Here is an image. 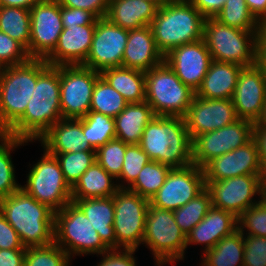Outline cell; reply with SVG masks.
<instances>
[{
    "instance_id": "cell-53",
    "label": "cell",
    "mask_w": 266,
    "mask_h": 266,
    "mask_svg": "<svg viewBox=\"0 0 266 266\" xmlns=\"http://www.w3.org/2000/svg\"><path fill=\"white\" fill-rule=\"evenodd\" d=\"M253 138L257 143L262 164L266 160V127H253Z\"/></svg>"
},
{
    "instance_id": "cell-25",
    "label": "cell",
    "mask_w": 266,
    "mask_h": 266,
    "mask_svg": "<svg viewBox=\"0 0 266 266\" xmlns=\"http://www.w3.org/2000/svg\"><path fill=\"white\" fill-rule=\"evenodd\" d=\"M163 62L164 56L157 48L151 26L128 30L123 67L145 72Z\"/></svg>"
},
{
    "instance_id": "cell-27",
    "label": "cell",
    "mask_w": 266,
    "mask_h": 266,
    "mask_svg": "<svg viewBox=\"0 0 266 266\" xmlns=\"http://www.w3.org/2000/svg\"><path fill=\"white\" fill-rule=\"evenodd\" d=\"M243 66L212 61L195 95L207 99H232Z\"/></svg>"
},
{
    "instance_id": "cell-20",
    "label": "cell",
    "mask_w": 266,
    "mask_h": 266,
    "mask_svg": "<svg viewBox=\"0 0 266 266\" xmlns=\"http://www.w3.org/2000/svg\"><path fill=\"white\" fill-rule=\"evenodd\" d=\"M205 182L226 180L240 175H261V161L254 138L248 143L220 157L214 158L203 167Z\"/></svg>"
},
{
    "instance_id": "cell-46",
    "label": "cell",
    "mask_w": 266,
    "mask_h": 266,
    "mask_svg": "<svg viewBox=\"0 0 266 266\" xmlns=\"http://www.w3.org/2000/svg\"><path fill=\"white\" fill-rule=\"evenodd\" d=\"M243 266H266V237L243 235Z\"/></svg>"
},
{
    "instance_id": "cell-45",
    "label": "cell",
    "mask_w": 266,
    "mask_h": 266,
    "mask_svg": "<svg viewBox=\"0 0 266 266\" xmlns=\"http://www.w3.org/2000/svg\"><path fill=\"white\" fill-rule=\"evenodd\" d=\"M30 59L27 49L20 42L0 31V68L20 65Z\"/></svg>"
},
{
    "instance_id": "cell-11",
    "label": "cell",
    "mask_w": 266,
    "mask_h": 266,
    "mask_svg": "<svg viewBox=\"0 0 266 266\" xmlns=\"http://www.w3.org/2000/svg\"><path fill=\"white\" fill-rule=\"evenodd\" d=\"M112 197L116 249L139 250L150 201L127 188H120Z\"/></svg>"
},
{
    "instance_id": "cell-1",
    "label": "cell",
    "mask_w": 266,
    "mask_h": 266,
    "mask_svg": "<svg viewBox=\"0 0 266 266\" xmlns=\"http://www.w3.org/2000/svg\"><path fill=\"white\" fill-rule=\"evenodd\" d=\"M62 118L60 105V65L37 59V82L24 115L5 133L36 142Z\"/></svg>"
},
{
    "instance_id": "cell-60",
    "label": "cell",
    "mask_w": 266,
    "mask_h": 266,
    "mask_svg": "<svg viewBox=\"0 0 266 266\" xmlns=\"http://www.w3.org/2000/svg\"><path fill=\"white\" fill-rule=\"evenodd\" d=\"M148 1L154 2L159 7H161V6L165 5V4H168L170 2H173L174 0H148Z\"/></svg>"
},
{
    "instance_id": "cell-13",
    "label": "cell",
    "mask_w": 266,
    "mask_h": 266,
    "mask_svg": "<svg viewBox=\"0 0 266 266\" xmlns=\"http://www.w3.org/2000/svg\"><path fill=\"white\" fill-rule=\"evenodd\" d=\"M254 123L238 119L234 123L192 139V162L203 168L214 158L220 157L253 138Z\"/></svg>"
},
{
    "instance_id": "cell-59",
    "label": "cell",
    "mask_w": 266,
    "mask_h": 266,
    "mask_svg": "<svg viewBox=\"0 0 266 266\" xmlns=\"http://www.w3.org/2000/svg\"><path fill=\"white\" fill-rule=\"evenodd\" d=\"M262 200L266 202V175H261Z\"/></svg>"
},
{
    "instance_id": "cell-22",
    "label": "cell",
    "mask_w": 266,
    "mask_h": 266,
    "mask_svg": "<svg viewBox=\"0 0 266 266\" xmlns=\"http://www.w3.org/2000/svg\"><path fill=\"white\" fill-rule=\"evenodd\" d=\"M96 25L63 28L54 50L44 59L51 66L82 65L90 51Z\"/></svg>"
},
{
    "instance_id": "cell-61",
    "label": "cell",
    "mask_w": 266,
    "mask_h": 266,
    "mask_svg": "<svg viewBox=\"0 0 266 266\" xmlns=\"http://www.w3.org/2000/svg\"><path fill=\"white\" fill-rule=\"evenodd\" d=\"M261 175H266V160L261 164Z\"/></svg>"
},
{
    "instance_id": "cell-37",
    "label": "cell",
    "mask_w": 266,
    "mask_h": 266,
    "mask_svg": "<svg viewBox=\"0 0 266 266\" xmlns=\"http://www.w3.org/2000/svg\"><path fill=\"white\" fill-rule=\"evenodd\" d=\"M128 105L125 98L100 77L94 86L90 111L115 118Z\"/></svg>"
},
{
    "instance_id": "cell-28",
    "label": "cell",
    "mask_w": 266,
    "mask_h": 266,
    "mask_svg": "<svg viewBox=\"0 0 266 266\" xmlns=\"http://www.w3.org/2000/svg\"><path fill=\"white\" fill-rule=\"evenodd\" d=\"M87 216L100 239L109 249H116L113 197L72 200Z\"/></svg>"
},
{
    "instance_id": "cell-39",
    "label": "cell",
    "mask_w": 266,
    "mask_h": 266,
    "mask_svg": "<svg viewBox=\"0 0 266 266\" xmlns=\"http://www.w3.org/2000/svg\"><path fill=\"white\" fill-rule=\"evenodd\" d=\"M215 18L230 27L258 32V21L250 13L245 0H226Z\"/></svg>"
},
{
    "instance_id": "cell-14",
    "label": "cell",
    "mask_w": 266,
    "mask_h": 266,
    "mask_svg": "<svg viewBox=\"0 0 266 266\" xmlns=\"http://www.w3.org/2000/svg\"><path fill=\"white\" fill-rule=\"evenodd\" d=\"M205 185L211 195V206L230 212L237 218L262 198L261 175H240L205 182Z\"/></svg>"
},
{
    "instance_id": "cell-15",
    "label": "cell",
    "mask_w": 266,
    "mask_h": 266,
    "mask_svg": "<svg viewBox=\"0 0 266 266\" xmlns=\"http://www.w3.org/2000/svg\"><path fill=\"white\" fill-rule=\"evenodd\" d=\"M205 188L203 168L195 164L171 168L164 184L151 198L150 205L174 211L195 198Z\"/></svg>"
},
{
    "instance_id": "cell-17",
    "label": "cell",
    "mask_w": 266,
    "mask_h": 266,
    "mask_svg": "<svg viewBox=\"0 0 266 266\" xmlns=\"http://www.w3.org/2000/svg\"><path fill=\"white\" fill-rule=\"evenodd\" d=\"M128 30L112 24L106 17L96 22L90 51L82 66L101 72L122 66Z\"/></svg>"
},
{
    "instance_id": "cell-41",
    "label": "cell",
    "mask_w": 266,
    "mask_h": 266,
    "mask_svg": "<svg viewBox=\"0 0 266 266\" xmlns=\"http://www.w3.org/2000/svg\"><path fill=\"white\" fill-rule=\"evenodd\" d=\"M73 260L57 244L26 248L24 266H71Z\"/></svg>"
},
{
    "instance_id": "cell-8",
    "label": "cell",
    "mask_w": 266,
    "mask_h": 266,
    "mask_svg": "<svg viewBox=\"0 0 266 266\" xmlns=\"http://www.w3.org/2000/svg\"><path fill=\"white\" fill-rule=\"evenodd\" d=\"M203 40L214 61L243 67L256 64L257 32L230 27L215 17L204 22Z\"/></svg>"
},
{
    "instance_id": "cell-48",
    "label": "cell",
    "mask_w": 266,
    "mask_h": 266,
    "mask_svg": "<svg viewBox=\"0 0 266 266\" xmlns=\"http://www.w3.org/2000/svg\"><path fill=\"white\" fill-rule=\"evenodd\" d=\"M61 18L63 28L77 25H96L98 20V18L89 11L64 6H61Z\"/></svg>"
},
{
    "instance_id": "cell-23",
    "label": "cell",
    "mask_w": 266,
    "mask_h": 266,
    "mask_svg": "<svg viewBox=\"0 0 266 266\" xmlns=\"http://www.w3.org/2000/svg\"><path fill=\"white\" fill-rule=\"evenodd\" d=\"M237 222L232 213L211 206L204 219L186 235V247L203 245V252L212 249L219 240L238 229Z\"/></svg>"
},
{
    "instance_id": "cell-21",
    "label": "cell",
    "mask_w": 266,
    "mask_h": 266,
    "mask_svg": "<svg viewBox=\"0 0 266 266\" xmlns=\"http://www.w3.org/2000/svg\"><path fill=\"white\" fill-rule=\"evenodd\" d=\"M232 101L238 119L256 123L266 102V76L256 64L241 69Z\"/></svg>"
},
{
    "instance_id": "cell-16",
    "label": "cell",
    "mask_w": 266,
    "mask_h": 266,
    "mask_svg": "<svg viewBox=\"0 0 266 266\" xmlns=\"http://www.w3.org/2000/svg\"><path fill=\"white\" fill-rule=\"evenodd\" d=\"M63 30L57 0H43L30 9L29 56L45 59L56 47Z\"/></svg>"
},
{
    "instance_id": "cell-35",
    "label": "cell",
    "mask_w": 266,
    "mask_h": 266,
    "mask_svg": "<svg viewBox=\"0 0 266 266\" xmlns=\"http://www.w3.org/2000/svg\"><path fill=\"white\" fill-rule=\"evenodd\" d=\"M170 170V166L151 160L144 165L137 179L127 189L150 201L164 184Z\"/></svg>"
},
{
    "instance_id": "cell-55",
    "label": "cell",
    "mask_w": 266,
    "mask_h": 266,
    "mask_svg": "<svg viewBox=\"0 0 266 266\" xmlns=\"http://www.w3.org/2000/svg\"><path fill=\"white\" fill-rule=\"evenodd\" d=\"M43 0H0V6L19 7L30 10L36 3Z\"/></svg>"
},
{
    "instance_id": "cell-52",
    "label": "cell",
    "mask_w": 266,
    "mask_h": 266,
    "mask_svg": "<svg viewBox=\"0 0 266 266\" xmlns=\"http://www.w3.org/2000/svg\"><path fill=\"white\" fill-rule=\"evenodd\" d=\"M26 249H0V266H24Z\"/></svg>"
},
{
    "instance_id": "cell-58",
    "label": "cell",
    "mask_w": 266,
    "mask_h": 266,
    "mask_svg": "<svg viewBox=\"0 0 266 266\" xmlns=\"http://www.w3.org/2000/svg\"><path fill=\"white\" fill-rule=\"evenodd\" d=\"M254 127H266V102L263 106L261 116L256 121V123L254 124Z\"/></svg>"
},
{
    "instance_id": "cell-5",
    "label": "cell",
    "mask_w": 266,
    "mask_h": 266,
    "mask_svg": "<svg viewBox=\"0 0 266 266\" xmlns=\"http://www.w3.org/2000/svg\"><path fill=\"white\" fill-rule=\"evenodd\" d=\"M37 82V59L0 68V133L23 115Z\"/></svg>"
},
{
    "instance_id": "cell-33",
    "label": "cell",
    "mask_w": 266,
    "mask_h": 266,
    "mask_svg": "<svg viewBox=\"0 0 266 266\" xmlns=\"http://www.w3.org/2000/svg\"><path fill=\"white\" fill-rule=\"evenodd\" d=\"M27 143L29 141L0 133V199L21 188V183L16 179L11 153L22 145H28Z\"/></svg>"
},
{
    "instance_id": "cell-42",
    "label": "cell",
    "mask_w": 266,
    "mask_h": 266,
    "mask_svg": "<svg viewBox=\"0 0 266 266\" xmlns=\"http://www.w3.org/2000/svg\"><path fill=\"white\" fill-rule=\"evenodd\" d=\"M127 145L115 138L96 150V161L116 180L121 175Z\"/></svg>"
},
{
    "instance_id": "cell-12",
    "label": "cell",
    "mask_w": 266,
    "mask_h": 266,
    "mask_svg": "<svg viewBox=\"0 0 266 266\" xmlns=\"http://www.w3.org/2000/svg\"><path fill=\"white\" fill-rule=\"evenodd\" d=\"M100 72L82 65H60V105L63 119H79L88 114Z\"/></svg>"
},
{
    "instance_id": "cell-30",
    "label": "cell",
    "mask_w": 266,
    "mask_h": 266,
    "mask_svg": "<svg viewBox=\"0 0 266 266\" xmlns=\"http://www.w3.org/2000/svg\"><path fill=\"white\" fill-rule=\"evenodd\" d=\"M119 189L117 180L95 161L71 188V197L72 200L105 198Z\"/></svg>"
},
{
    "instance_id": "cell-32",
    "label": "cell",
    "mask_w": 266,
    "mask_h": 266,
    "mask_svg": "<svg viewBox=\"0 0 266 266\" xmlns=\"http://www.w3.org/2000/svg\"><path fill=\"white\" fill-rule=\"evenodd\" d=\"M201 254L200 266H243L244 236L237 229Z\"/></svg>"
},
{
    "instance_id": "cell-26",
    "label": "cell",
    "mask_w": 266,
    "mask_h": 266,
    "mask_svg": "<svg viewBox=\"0 0 266 266\" xmlns=\"http://www.w3.org/2000/svg\"><path fill=\"white\" fill-rule=\"evenodd\" d=\"M159 6L148 0H109L106 18L126 30L150 26Z\"/></svg>"
},
{
    "instance_id": "cell-56",
    "label": "cell",
    "mask_w": 266,
    "mask_h": 266,
    "mask_svg": "<svg viewBox=\"0 0 266 266\" xmlns=\"http://www.w3.org/2000/svg\"><path fill=\"white\" fill-rule=\"evenodd\" d=\"M257 51H266V18L258 21Z\"/></svg>"
},
{
    "instance_id": "cell-18",
    "label": "cell",
    "mask_w": 266,
    "mask_h": 266,
    "mask_svg": "<svg viewBox=\"0 0 266 266\" xmlns=\"http://www.w3.org/2000/svg\"><path fill=\"white\" fill-rule=\"evenodd\" d=\"M191 140L238 120L232 99H207L195 95L184 116Z\"/></svg>"
},
{
    "instance_id": "cell-44",
    "label": "cell",
    "mask_w": 266,
    "mask_h": 266,
    "mask_svg": "<svg viewBox=\"0 0 266 266\" xmlns=\"http://www.w3.org/2000/svg\"><path fill=\"white\" fill-rule=\"evenodd\" d=\"M238 230L243 235L266 237V202L260 200L238 217Z\"/></svg>"
},
{
    "instance_id": "cell-47",
    "label": "cell",
    "mask_w": 266,
    "mask_h": 266,
    "mask_svg": "<svg viewBox=\"0 0 266 266\" xmlns=\"http://www.w3.org/2000/svg\"><path fill=\"white\" fill-rule=\"evenodd\" d=\"M137 250L134 249H110L104 252L101 260L96 266H138L137 257H134Z\"/></svg>"
},
{
    "instance_id": "cell-24",
    "label": "cell",
    "mask_w": 266,
    "mask_h": 266,
    "mask_svg": "<svg viewBox=\"0 0 266 266\" xmlns=\"http://www.w3.org/2000/svg\"><path fill=\"white\" fill-rule=\"evenodd\" d=\"M37 141L48 153L96 151L83 134V119H61Z\"/></svg>"
},
{
    "instance_id": "cell-3",
    "label": "cell",
    "mask_w": 266,
    "mask_h": 266,
    "mask_svg": "<svg viewBox=\"0 0 266 266\" xmlns=\"http://www.w3.org/2000/svg\"><path fill=\"white\" fill-rule=\"evenodd\" d=\"M0 212L15 229L25 248L54 243V214L22 188L0 199Z\"/></svg>"
},
{
    "instance_id": "cell-6",
    "label": "cell",
    "mask_w": 266,
    "mask_h": 266,
    "mask_svg": "<svg viewBox=\"0 0 266 266\" xmlns=\"http://www.w3.org/2000/svg\"><path fill=\"white\" fill-rule=\"evenodd\" d=\"M142 245L150 249L154 266L184 262L186 235L176 223L173 211L149 205Z\"/></svg>"
},
{
    "instance_id": "cell-7",
    "label": "cell",
    "mask_w": 266,
    "mask_h": 266,
    "mask_svg": "<svg viewBox=\"0 0 266 266\" xmlns=\"http://www.w3.org/2000/svg\"><path fill=\"white\" fill-rule=\"evenodd\" d=\"M54 243L71 259L88 254H96L98 257L110 250L100 239L87 216L72 201L54 214Z\"/></svg>"
},
{
    "instance_id": "cell-43",
    "label": "cell",
    "mask_w": 266,
    "mask_h": 266,
    "mask_svg": "<svg viewBox=\"0 0 266 266\" xmlns=\"http://www.w3.org/2000/svg\"><path fill=\"white\" fill-rule=\"evenodd\" d=\"M151 161L139 144L127 145L123 168L117 180L119 188H128L136 179L145 164Z\"/></svg>"
},
{
    "instance_id": "cell-49",
    "label": "cell",
    "mask_w": 266,
    "mask_h": 266,
    "mask_svg": "<svg viewBox=\"0 0 266 266\" xmlns=\"http://www.w3.org/2000/svg\"><path fill=\"white\" fill-rule=\"evenodd\" d=\"M60 6L83 9L93 13L98 19L105 18L109 0H57Z\"/></svg>"
},
{
    "instance_id": "cell-34",
    "label": "cell",
    "mask_w": 266,
    "mask_h": 266,
    "mask_svg": "<svg viewBox=\"0 0 266 266\" xmlns=\"http://www.w3.org/2000/svg\"><path fill=\"white\" fill-rule=\"evenodd\" d=\"M0 31L20 42L29 54L30 10L0 6Z\"/></svg>"
},
{
    "instance_id": "cell-40",
    "label": "cell",
    "mask_w": 266,
    "mask_h": 266,
    "mask_svg": "<svg viewBox=\"0 0 266 266\" xmlns=\"http://www.w3.org/2000/svg\"><path fill=\"white\" fill-rule=\"evenodd\" d=\"M59 161L65 181L72 188L84 172L96 161V151L50 153Z\"/></svg>"
},
{
    "instance_id": "cell-19",
    "label": "cell",
    "mask_w": 266,
    "mask_h": 266,
    "mask_svg": "<svg viewBox=\"0 0 266 266\" xmlns=\"http://www.w3.org/2000/svg\"><path fill=\"white\" fill-rule=\"evenodd\" d=\"M164 61L183 84L197 91L213 61L203 39L177 46Z\"/></svg>"
},
{
    "instance_id": "cell-50",
    "label": "cell",
    "mask_w": 266,
    "mask_h": 266,
    "mask_svg": "<svg viewBox=\"0 0 266 266\" xmlns=\"http://www.w3.org/2000/svg\"><path fill=\"white\" fill-rule=\"evenodd\" d=\"M0 249H26L15 229L0 212Z\"/></svg>"
},
{
    "instance_id": "cell-4",
    "label": "cell",
    "mask_w": 266,
    "mask_h": 266,
    "mask_svg": "<svg viewBox=\"0 0 266 266\" xmlns=\"http://www.w3.org/2000/svg\"><path fill=\"white\" fill-rule=\"evenodd\" d=\"M205 19L189 0L159 7L150 25L158 50L165 56L177 46L203 39Z\"/></svg>"
},
{
    "instance_id": "cell-10",
    "label": "cell",
    "mask_w": 266,
    "mask_h": 266,
    "mask_svg": "<svg viewBox=\"0 0 266 266\" xmlns=\"http://www.w3.org/2000/svg\"><path fill=\"white\" fill-rule=\"evenodd\" d=\"M42 157L31 166L26 174V184L21 188L37 201L54 212L72 201L71 187L65 181L59 161L43 148Z\"/></svg>"
},
{
    "instance_id": "cell-38",
    "label": "cell",
    "mask_w": 266,
    "mask_h": 266,
    "mask_svg": "<svg viewBox=\"0 0 266 266\" xmlns=\"http://www.w3.org/2000/svg\"><path fill=\"white\" fill-rule=\"evenodd\" d=\"M211 207V195L205 188L184 206L173 211L175 221L185 235L206 216Z\"/></svg>"
},
{
    "instance_id": "cell-54",
    "label": "cell",
    "mask_w": 266,
    "mask_h": 266,
    "mask_svg": "<svg viewBox=\"0 0 266 266\" xmlns=\"http://www.w3.org/2000/svg\"><path fill=\"white\" fill-rule=\"evenodd\" d=\"M250 13L257 21L266 18V0H245Z\"/></svg>"
},
{
    "instance_id": "cell-57",
    "label": "cell",
    "mask_w": 266,
    "mask_h": 266,
    "mask_svg": "<svg viewBox=\"0 0 266 266\" xmlns=\"http://www.w3.org/2000/svg\"><path fill=\"white\" fill-rule=\"evenodd\" d=\"M256 65L261 69V71L266 76V51L256 52Z\"/></svg>"
},
{
    "instance_id": "cell-51",
    "label": "cell",
    "mask_w": 266,
    "mask_h": 266,
    "mask_svg": "<svg viewBox=\"0 0 266 266\" xmlns=\"http://www.w3.org/2000/svg\"><path fill=\"white\" fill-rule=\"evenodd\" d=\"M205 17H215L224 6L226 0H189Z\"/></svg>"
},
{
    "instance_id": "cell-9",
    "label": "cell",
    "mask_w": 266,
    "mask_h": 266,
    "mask_svg": "<svg viewBox=\"0 0 266 266\" xmlns=\"http://www.w3.org/2000/svg\"><path fill=\"white\" fill-rule=\"evenodd\" d=\"M145 91L155 116L184 117L195 97V91L183 84L165 61L145 71Z\"/></svg>"
},
{
    "instance_id": "cell-36",
    "label": "cell",
    "mask_w": 266,
    "mask_h": 266,
    "mask_svg": "<svg viewBox=\"0 0 266 266\" xmlns=\"http://www.w3.org/2000/svg\"><path fill=\"white\" fill-rule=\"evenodd\" d=\"M82 119L83 134L94 150L116 138L114 118L89 111Z\"/></svg>"
},
{
    "instance_id": "cell-29",
    "label": "cell",
    "mask_w": 266,
    "mask_h": 266,
    "mask_svg": "<svg viewBox=\"0 0 266 266\" xmlns=\"http://www.w3.org/2000/svg\"><path fill=\"white\" fill-rule=\"evenodd\" d=\"M151 106L146 102L128 103L114 118L116 139L125 144H139L144 128L154 117Z\"/></svg>"
},
{
    "instance_id": "cell-2",
    "label": "cell",
    "mask_w": 266,
    "mask_h": 266,
    "mask_svg": "<svg viewBox=\"0 0 266 266\" xmlns=\"http://www.w3.org/2000/svg\"><path fill=\"white\" fill-rule=\"evenodd\" d=\"M191 143L184 117L154 116L144 128L139 146L150 160L181 168L193 164Z\"/></svg>"
},
{
    "instance_id": "cell-31",
    "label": "cell",
    "mask_w": 266,
    "mask_h": 266,
    "mask_svg": "<svg viewBox=\"0 0 266 266\" xmlns=\"http://www.w3.org/2000/svg\"><path fill=\"white\" fill-rule=\"evenodd\" d=\"M100 76L128 103L146 101L144 71L120 66L102 70Z\"/></svg>"
}]
</instances>
